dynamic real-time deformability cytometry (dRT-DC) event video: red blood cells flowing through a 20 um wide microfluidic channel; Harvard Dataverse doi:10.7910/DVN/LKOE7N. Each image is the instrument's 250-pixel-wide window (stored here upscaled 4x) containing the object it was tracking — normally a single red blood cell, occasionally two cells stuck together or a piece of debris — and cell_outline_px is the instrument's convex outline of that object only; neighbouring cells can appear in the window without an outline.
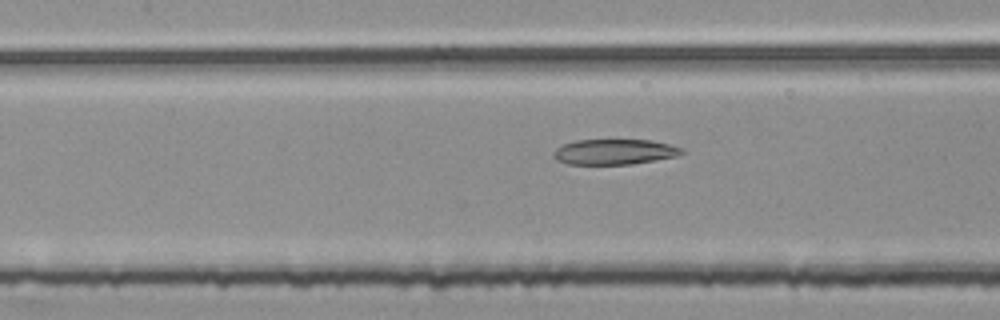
{"species": "common noctule bat (a hibernating species)", "species_latin": "Nyctalus noctula", "temperature_condition": "room temperature", "stored_images_in_passage": 32, "camera_frame_rate_fps": 3000, "um_per_image_px": 0.085, "animal": {"sex": "female", "body_mass_g": 25.1}, "frame": {"image": 1, "passage_image": 9, "time_ms": 2.667, "image_size_px": [1000, 320], "cell_outline_px": [[684, 152], [676, 156], [632, 164], [568, 164], [556, 160], [552, 156], [552, 152], [556, 148], [564, 144], [576, 140], [652, 140], [684, 148]], "centroid_in_image_um": [52.2, 12.9], "position_along_channel_um": 155.2, "area_um2": 18.96}}
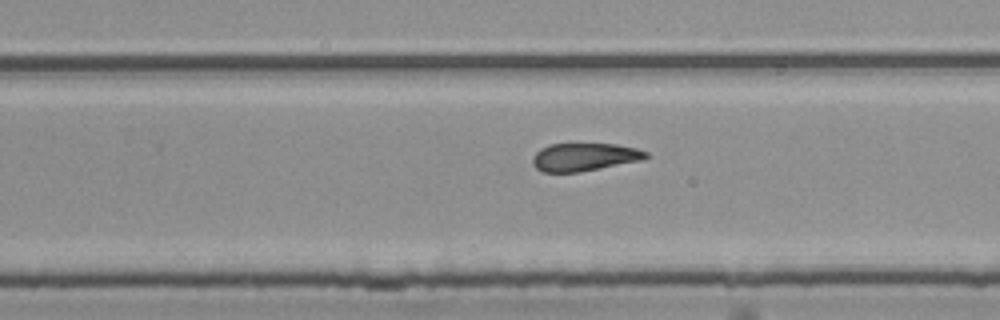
{"frame": {"image": 2, "passage_image": 19, "time_ms": 6.0, "image_size_px": [1000, 320], "cell_outline_px": [[648, 156], [640, 160], [580, 172], [544, 172], [536, 168], [532, 164], [532, 160], [536, 152], [540, 148], [548, 144], [616, 144], [636, 148], [648, 152]], "centroid_in_image_um": [49.64, 13.34], "position_along_channel_um": 280.2, "area_um2": 18.32}}
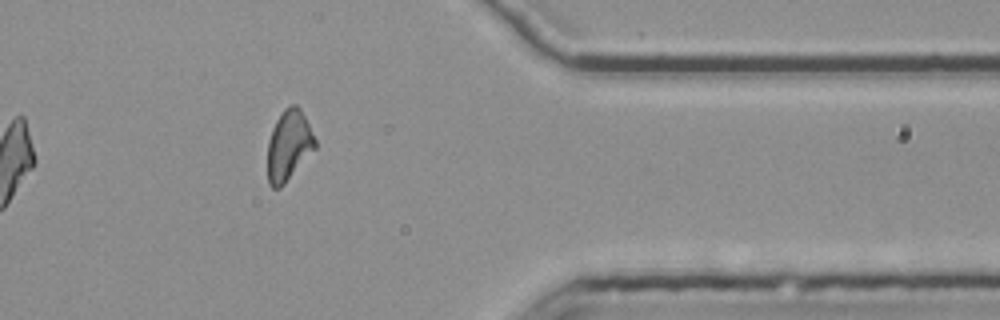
{"frame": {"image": 3, "passage_image": 29, "time_ms": 9.333, "image_size_px": [1000, 320], "cell_outline_px": [[316, 148], [284, 184], [280, 188], [272, 188], [268, 184], [268, 140], [272, 128], [276, 120], [284, 108], [292, 104], [296, 104], [300, 108], [316, 140]], "centroid_in_image_um": [24.53, 12.36], "position_along_channel_um": 386.9, "area_um2": 19.42}, "authors_computed_cell_mechanics": {"area_um2": 19.5942, "velocity_mm_per_s": 3.7723, "shape_relaxation_time_tau1_ms": null, "shape_relaxation_time_tau2_ms": 5.7784, "deformation_change_tau1": null, "deformation_change_tau2": 0.1594}}